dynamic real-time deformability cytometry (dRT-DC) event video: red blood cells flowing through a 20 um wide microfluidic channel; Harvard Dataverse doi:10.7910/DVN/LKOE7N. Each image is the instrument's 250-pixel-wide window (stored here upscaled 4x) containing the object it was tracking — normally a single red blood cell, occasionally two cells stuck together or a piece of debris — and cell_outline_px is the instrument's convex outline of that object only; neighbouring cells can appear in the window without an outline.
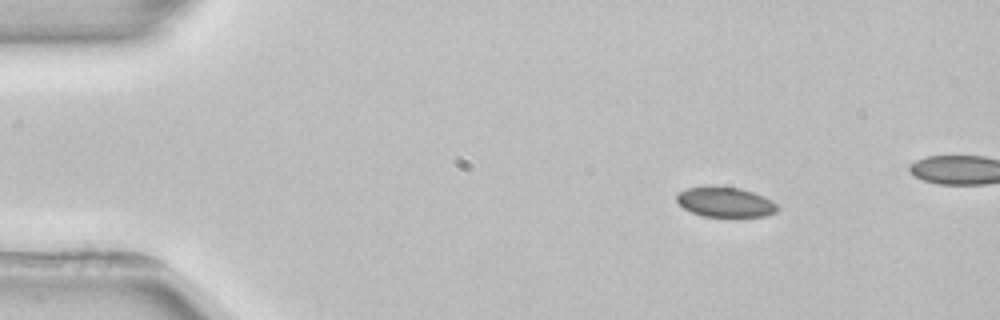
{"species": "common noctule bat (a hibernating species)", "species_latin": "Nyctalus noctula", "temperature_condition": "room temperature", "stored_images_in_passage": 3, "camera_frame_rate_fps": 3000, "um_per_image_px": 0.085, "animal": {"sex": "female", "body_mass_g": 22.7, "forearm_length_mm": 54.2}, "frame": {"image": 1, "passage_image": 1, "time_ms": 0.0, "image_size_px": [1000, 320], "cell_outline_px": [[780, 208], [776, 212], [764, 216], [700, 216], [684, 208], [676, 200], [676, 196], [680, 192], [688, 188], [712, 184], [740, 188], [764, 196], [772, 200]], "centroid_in_image_um": [61.64, 17.15], "position_along_channel_um": 23.4, "area_um2": 17.8}}